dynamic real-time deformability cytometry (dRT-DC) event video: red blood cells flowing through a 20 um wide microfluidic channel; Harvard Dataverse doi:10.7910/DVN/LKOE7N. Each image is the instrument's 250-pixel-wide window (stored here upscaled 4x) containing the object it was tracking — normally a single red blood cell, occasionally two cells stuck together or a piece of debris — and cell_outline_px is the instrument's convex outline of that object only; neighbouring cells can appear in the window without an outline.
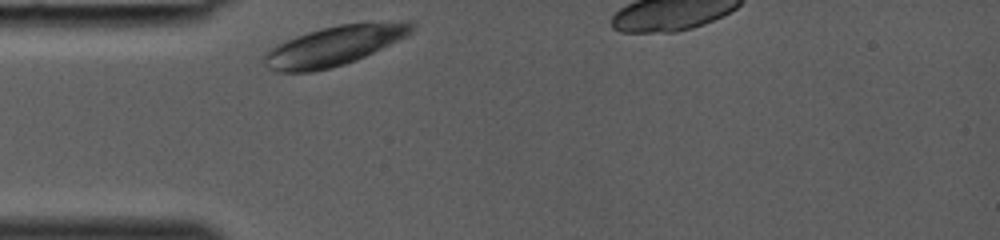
{"species": "common noctule bat (a hibernating species)", "species_latin": "Nyctalus noctula", "temperature_condition": "room temperature", "stored_images_in_passage": 16, "camera_frame_rate_fps": 3000, "um_per_image_px": 0.085, "animal": {"sex": "female", "body_mass_g": 19.0, "forearm_length_mm": 53.3}, "frame": {"image": 1, "passage_image": 1, "time_ms": 0.0, "image_size_px": [1000, 240], "cell_outline_px": [[416, 24], [412, 32], [356, 60], [332, 68], [312, 72], [280, 72], [272, 68], [264, 60], [264, 56], [272, 48], [296, 36], [320, 28], [340, 24], [404, 20], [408, 20]], "centroid_in_image_um": [28.47, 3.87], "position_along_channel_um": 56.5, "area_um2": 33.41}}